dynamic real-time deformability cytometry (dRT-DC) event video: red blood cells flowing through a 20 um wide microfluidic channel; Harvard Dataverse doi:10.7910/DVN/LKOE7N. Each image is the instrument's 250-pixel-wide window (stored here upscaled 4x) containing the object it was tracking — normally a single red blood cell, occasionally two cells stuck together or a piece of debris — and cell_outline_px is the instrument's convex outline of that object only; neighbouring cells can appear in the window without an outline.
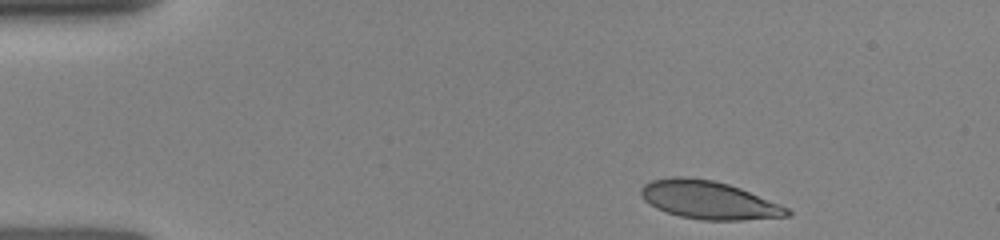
{"species": "human", "species_latin": "Homo sapiens", "temperature_condition": "room temperature", "stored_images_in_passage": 8, "camera_frame_rate_fps": 3000, "um_per_image_px": 0.085, "donor": {"sex": "female"}, "frame": {"image": 1, "passage_image": 1, "time_ms": 0.0, "image_size_px": [1000, 240], "cell_outline_px": [[792, 216], [740, 220], [700, 220], [680, 216], [656, 208], [644, 200], [640, 196], [640, 188], [644, 184], [652, 180], [672, 176], [684, 176], [712, 180], [728, 184], [740, 188], [780, 204], [788, 208], [792, 212]], "centroid_in_image_um": [60.23, 17.0], "position_along_channel_um": 24.8, "area_um2": 32.48}}
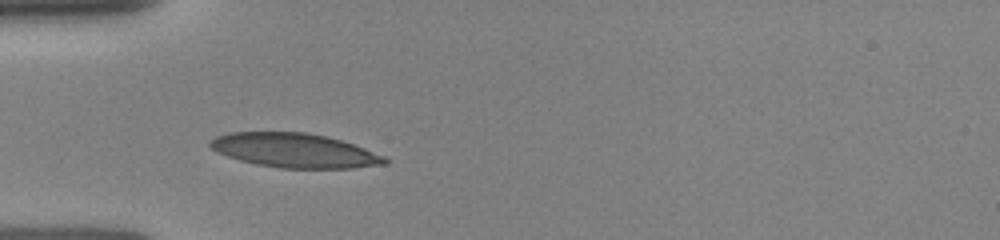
{"frame": {"image": 2, "passage_image": 5, "time_ms": 2.667, "image_size_px": [1000, 240], "cell_outline_px": [[388, 164], [356, 168], [280, 168], [256, 164], [240, 160], [228, 156], [212, 148], [208, 144], [216, 136], [228, 132], [304, 132], [324, 136], [340, 140], [364, 148], [384, 156], [388, 160]], "centroid_in_image_um": [25.06, 12.79], "position_along_channel_um": 59.9, "area_um2": 34.62}}
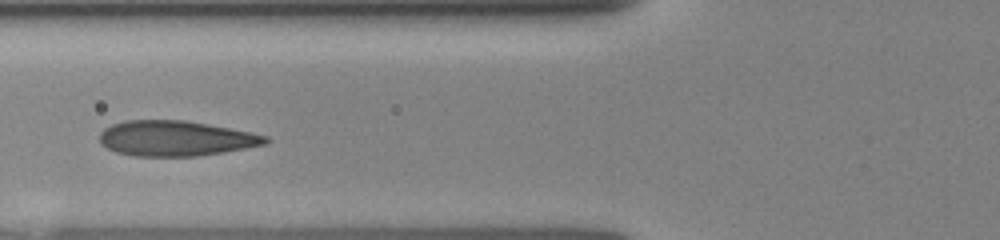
{"frame": {"image": 3, "passage_image": 7, "time_ms": 4.0, "image_size_px": [1000, 240], "cell_outline_px": [[272, 140], [264, 144], [224, 152], [196, 156], [132, 156], [116, 152], [100, 144], [100, 132], [104, 128], [112, 124], [124, 120], [184, 120], [208, 124], [252, 132], [268, 136]], "centroid_in_image_um": [14.92, 11.76], "position_along_channel_um": 110.9, "area_um2": 34.22}}